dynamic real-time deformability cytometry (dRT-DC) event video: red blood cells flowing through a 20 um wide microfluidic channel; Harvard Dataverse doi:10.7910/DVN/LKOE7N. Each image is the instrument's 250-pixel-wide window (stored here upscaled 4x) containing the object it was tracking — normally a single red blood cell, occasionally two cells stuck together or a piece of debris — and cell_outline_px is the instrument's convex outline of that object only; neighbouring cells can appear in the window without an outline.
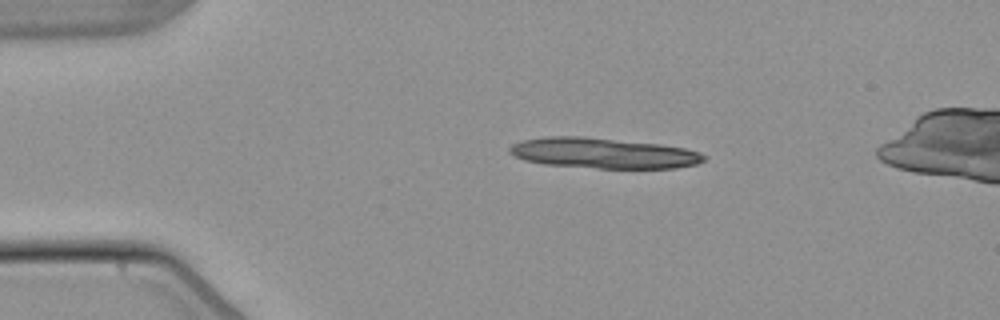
{"species": "common noctule bat (a hibernating species)", "species_latin": "Nyctalus noctula", "temperature_condition": "warm", "stored_images_in_passage": 14, "camera_frame_rate_fps": 3000, "um_per_image_px": 0.085, "animal": {"sex": "male", "body_mass_g": 21.5, "forearm_length_mm": 52.0}, "frame": {"image": 1, "passage_image": 1, "time_ms": 0.0, "image_size_px": [1000, 320], "cell_outline_px": [[708, 156], [704, 160], [696, 164], [676, 168], [596, 168], [544, 164], [524, 160], [508, 152], [508, 148], [512, 144], [520, 140], [544, 136], [584, 136], [660, 144], [684, 148], [700, 152]], "centroid_in_image_um": [51.25, 13.01], "position_along_channel_um": 33.7, "area_um2": 34.74}}